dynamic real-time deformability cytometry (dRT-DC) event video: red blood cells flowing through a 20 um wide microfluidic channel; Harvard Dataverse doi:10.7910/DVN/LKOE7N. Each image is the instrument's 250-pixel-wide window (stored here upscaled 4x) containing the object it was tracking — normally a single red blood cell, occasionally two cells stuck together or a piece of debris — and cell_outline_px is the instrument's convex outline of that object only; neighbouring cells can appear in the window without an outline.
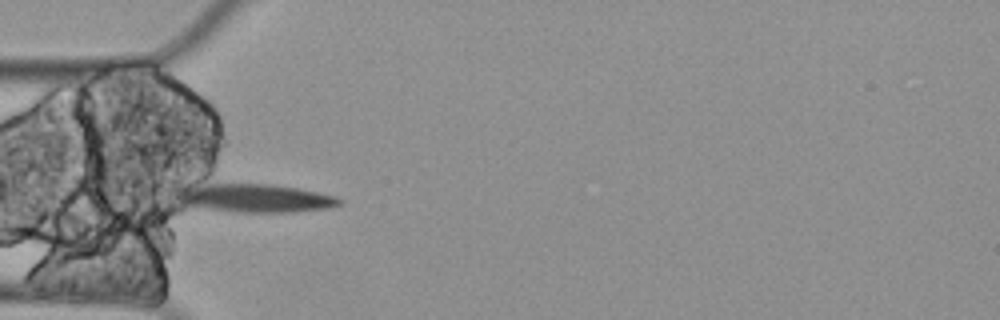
{"species": "Egyptian fruit bat (a non-hibernating species)", "species_latin": "Rousettus aegyptiacus", "temperature_condition": "cold", "stored_images_in_passage": 6, "camera_frame_rate_fps": 3000, "um_per_image_px": 0.085, "animal": {"sex": "female"}, "frame": {"image": 1, "passage_image": 2, "time_ms": 0.333, "image_size_px": [1000, 320], "cell_outline_px": [[344, 204], [328, 208], [292, 212], [236, 212], [180, 208], [168, 192], [192, 180], [268, 184], [296, 188], [336, 196], [344, 200]], "centroid_in_image_um": [21.21, 16.8], "position_along_channel_um": 63.8, "area_um2": 29.77}}
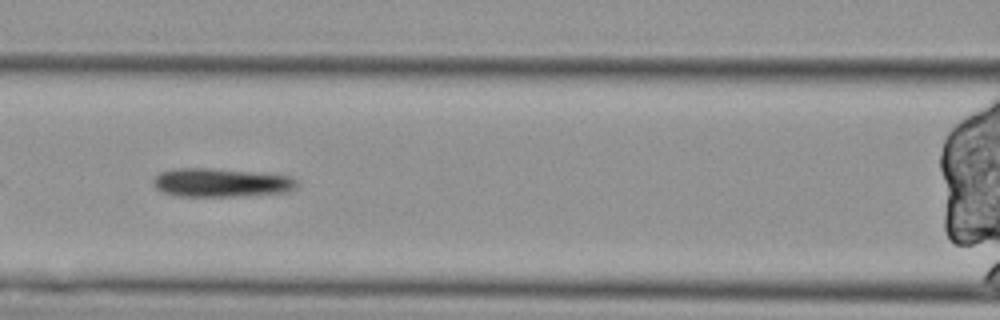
{"frame": {"image": 2, "passage_image": 4, "time_ms": 1.0, "image_size_px": [1000, 320], "cell_outline_px": [[296, 188], [288, 192], [232, 196], [180, 196], [164, 192], [156, 188], [152, 184], [152, 180], [160, 172], [176, 168], [212, 168], [292, 176], [296, 180]], "centroid_in_image_um": [18.77, 15.52], "position_along_channel_um": 147.8, "area_um2": 23.81}}
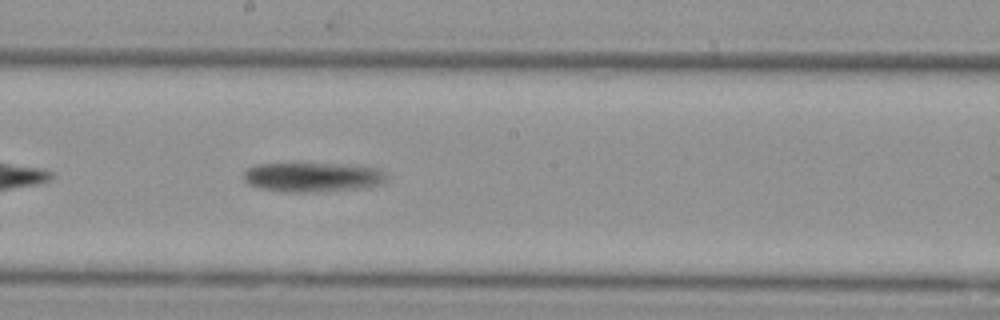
{"frame": {"image": 3, "passage_image": 6, "time_ms": 1.667, "image_size_px": [1000, 320], "cell_outline_px": [[388, 176], [380, 184], [364, 188], [308, 192], [288, 192], [260, 188], [248, 184], [244, 180], [244, 172], [248, 168], [256, 164], [360, 164], [380, 168]], "centroid_in_image_um": [26.63, 15.04], "position_along_channel_um": 221.6, "area_um2": 24.68}}